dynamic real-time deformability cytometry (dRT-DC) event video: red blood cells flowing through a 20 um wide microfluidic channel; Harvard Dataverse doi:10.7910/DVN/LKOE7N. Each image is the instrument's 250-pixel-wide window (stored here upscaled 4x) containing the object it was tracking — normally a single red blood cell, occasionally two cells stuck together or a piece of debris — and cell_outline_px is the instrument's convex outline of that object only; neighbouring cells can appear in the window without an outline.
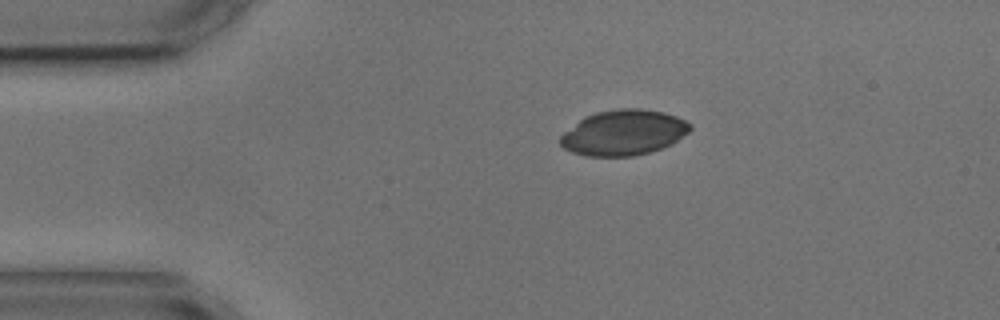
{"species": "common noctule bat (a hibernating species)", "species_latin": "Nyctalus noctula", "temperature_condition": "cold", "stored_images_in_passage": 3, "camera_frame_rate_fps": 3000, "um_per_image_px": 0.085, "animal": {"sex": "male", "body_mass_g": 17.9, "forearm_length_mm": 54.2}, "frame": {"image": 1, "passage_image": 3, "time_ms": 2.333, "image_size_px": [1000, 320], "cell_outline_px": [[692, 128], [688, 132], [672, 144], [648, 152], [632, 156], [584, 156], [572, 152], [564, 148], [560, 144], [560, 136], [564, 132], [584, 116], [596, 112], [620, 108], [640, 108], [664, 112], [676, 116], [692, 124]], "centroid_in_image_um": [53.0, 11.26], "position_along_channel_um": 32.0, "area_um2": 34.33}}